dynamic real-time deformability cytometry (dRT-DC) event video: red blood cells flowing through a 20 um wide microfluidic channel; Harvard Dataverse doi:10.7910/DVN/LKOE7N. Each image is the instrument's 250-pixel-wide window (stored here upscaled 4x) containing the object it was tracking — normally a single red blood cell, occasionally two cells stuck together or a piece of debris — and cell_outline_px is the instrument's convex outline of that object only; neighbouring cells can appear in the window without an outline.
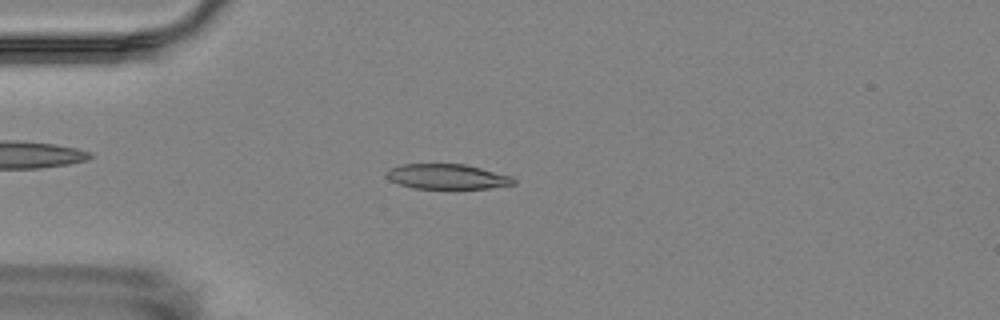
{"species": "Egyptian fruit bat (a non-hibernating species)", "species_latin": "Rousettus aegyptiacus", "temperature_condition": "room temperature", "stored_images_in_passage": 6, "camera_frame_rate_fps": 3000, "um_per_image_px": 0.085, "animal": {"sex": "female"}, "frame": {"image": 1, "passage_image": 4, "time_ms": 3.333, "image_size_px": [1000, 320], "cell_outline_px": [[516, 184], [488, 188], [456, 192], [412, 188], [388, 180], [384, 176], [384, 172], [388, 168], [404, 164], [464, 164], [512, 176], [516, 180]], "centroid_in_image_um": [37.98, 15.07], "position_along_channel_um": 47.0, "area_um2": 19.71}}
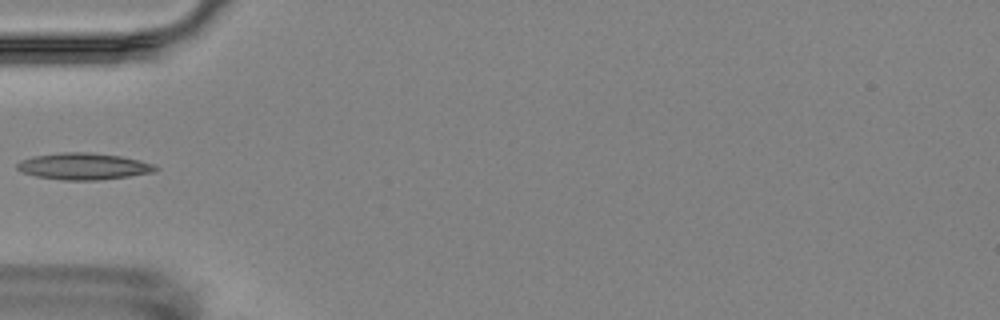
{"frame": {"image": 2, "passage_image": 5, "time_ms": 4.667, "image_size_px": [1000, 320], "cell_outline_px": [[160, 168], [156, 172], [100, 180], [64, 180], [36, 176], [24, 172], [16, 168], [16, 164], [20, 160], [32, 156], [64, 152], [92, 152], [120, 156], [140, 160], [152, 164]], "centroid_in_image_um": [7.12, 14.13], "position_along_channel_um": 77.9, "area_um2": 21.5}}